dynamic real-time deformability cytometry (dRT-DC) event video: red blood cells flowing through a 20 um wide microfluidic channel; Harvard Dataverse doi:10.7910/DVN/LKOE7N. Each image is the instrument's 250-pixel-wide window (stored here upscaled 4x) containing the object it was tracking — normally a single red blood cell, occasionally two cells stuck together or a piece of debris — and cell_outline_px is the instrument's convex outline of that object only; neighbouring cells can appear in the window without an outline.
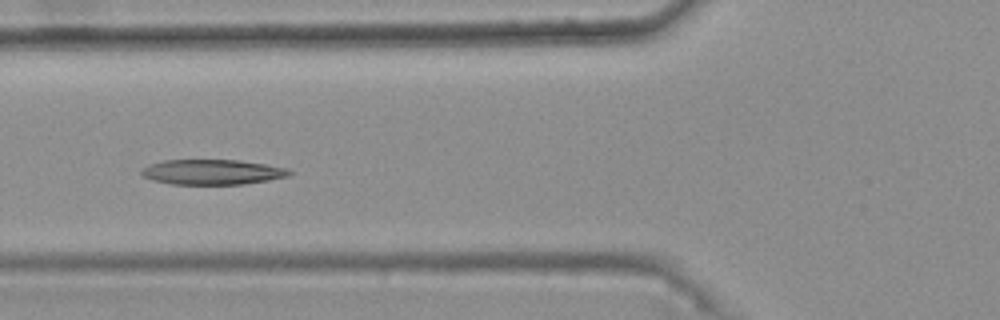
{"species": "common noctule bat (a hibernating species)", "species_latin": "Nyctalus noctula", "temperature_condition": "warm", "stored_images_in_passage": 45, "camera_frame_rate_fps": 3000, "um_per_image_px": 0.085, "animal": {"sex": "female", "body_mass_g": 25.1}, "frame": {"image": 1, "passage_image": 20, "time_ms": 6.333, "image_size_px": [1000, 320], "cell_outline_px": [[292, 172], [288, 176], [268, 180], [244, 184], [172, 184], [152, 180], [144, 176], [140, 172], [148, 164], [164, 160], [236, 160], [264, 164], [288, 168]], "centroid_in_image_um": [18.03, 14.62], "position_along_channel_um": 107.8, "area_um2": 21.5}, "authors_computed_cell_mechanics": {"area_um2": 22.1952, "velocity_mm_per_s": 3.7147, "shape_relaxation_time_tau1_ms": 8.2217, "shape_relaxation_time_tau2_ms": 2.7, "deformation_change_tau1": 0.2221, "deformation_change_tau2": 0.0992}}